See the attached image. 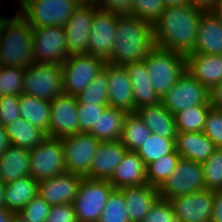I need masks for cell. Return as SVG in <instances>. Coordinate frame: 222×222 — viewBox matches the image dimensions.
Segmentation results:
<instances>
[{"label":"cell","mask_w":222,"mask_h":222,"mask_svg":"<svg viewBox=\"0 0 222 222\" xmlns=\"http://www.w3.org/2000/svg\"><path fill=\"white\" fill-rule=\"evenodd\" d=\"M19 1L20 3V10H22L30 1H33V0H17Z\"/></svg>","instance_id":"59"},{"label":"cell","mask_w":222,"mask_h":222,"mask_svg":"<svg viewBox=\"0 0 222 222\" xmlns=\"http://www.w3.org/2000/svg\"><path fill=\"white\" fill-rule=\"evenodd\" d=\"M77 1L80 5H91V6H98L100 0H75Z\"/></svg>","instance_id":"57"},{"label":"cell","mask_w":222,"mask_h":222,"mask_svg":"<svg viewBox=\"0 0 222 222\" xmlns=\"http://www.w3.org/2000/svg\"><path fill=\"white\" fill-rule=\"evenodd\" d=\"M217 148H222V111L211 108L202 131Z\"/></svg>","instance_id":"45"},{"label":"cell","mask_w":222,"mask_h":222,"mask_svg":"<svg viewBox=\"0 0 222 222\" xmlns=\"http://www.w3.org/2000/svg\"><path fill=\"white\" fill-rule=\"evenodd\" d=\"M153 89L162 98L186 70L185 55L154 46L144 59Z\"/></svg>","instance_id":"4"},{"label":"cell","mask_w":222,"mask_h":222,"mask_svg":"<svg viewBox=\"0 0 222 222\" xmlns=\"http://www.w3.org/2000/svg\"><path fill=\"white\" fill-rule=\"evenodd\" d=\"M33 30L18 12L0 24V66L26 68L35 63Z\"/></svg>","instance_id":"3"},{"label":"cell","mask_w":222,"mask_h":222,"mask_svg":"<svg viewBox=\"0 0 222 222\" xmlns=\"http://www.w3.org/2000/svg\"><path fill=\"white\" fill-rule=\"evenodd\" d=\"M76 96L63 94L50 101L48 137L61 139L79 133Z\"/></svg>","instance_id":"15"},{"label":"cell","mask_w":222,"mask_h":222,"mask_svg":"<svg viewBox=\"0 0 222 222\" xmlns=\"http://www.w3.org/2000/svg\"><path fill=\"white\" fill-rule=\"evenodd\" d=\"M126 151V147L120 140L101 142L92 159L90 173L86 177L94 180L109 181Z\"/></svg>","instance_id":"20"},{"label":"cell","mask_w":222,"mask_h":222,"mask_svg":"<svg viewBox=\"0 0 222 222\" xmlns=\"http://www.w3.org/2000/svg\"><path fill=\"white\" fill-rule=\"evenodd\" d=\"M66 172L61 139L46 137L30 150V176L37 182Z\"/></svg>","instance_id":"8"},{"label":"cell","mask_w":222,"mask_h":222,"mask_svg":"<svg viewBox=\"0 0 222 222\" xmlns=\"http://www.w3.org/2000/svg\"><path fill=\"white\" fill-rule=\"evenodd\" d=\"M51 207V205L37 195L32 198L18 214L26 222H46Z\"/></svg>","instance_id":"43"},{"label":"cell","mask_w":222,"mask_h":222,"mask_svg":"<svg viewBox=\"0 0 222 222\" xmlns=\"http://www.w3.org/2000/svg\"><path fill=\"white\" fill-rule=\"evenodd\" d=\"M46 222H78L73 204L54 205Z\"/></svg>","instance_id":"47"},{"label":"cell","mask_w":222,"mask_h":222,"mask_svg":"<svg viewBox=\"0 0 222 222\" xmlns=\"http://www.w3.org/2000/svg\"><path fill=\"white\" fill-rule=\"evenodd\" d=\"M38 184L31 176L5 184L6 208L19 213L24 206L38 195Z\"/></svg>","instance_id":"29"},{"label":"cell","mask_w":222,"mask_h":222,"mask_svg":"<svg viewBox=\"0 0 222 222\" xmlns=\"http://www.w3.org/2000/svg\"><path fill=\"white\" fill-rule=\"evenodd\" d=\"M13 215V211L8 210L7 208H0V222H10Z\"/></svg>","instance_id":"53"},{"label":"cell","mask_w":222,"mask_h":222,"mask_svg":"<svg viewBox=\"0 0 222 222\" xmlns=\"http://www.w3.org/2000/svg\"><path fill=\"white\" fill-rule=\"evenodd\" d=\"M98 8L118 16L133 15L132 0H100Z\"/></svg>","instance_id":"48"},{"label":"cell","mask_w":222,"mask_h":222,"mask_svg":"<svg viewBox=\"0 0 222 222\" xmlns=\"http://www.w3.org/2000/svg\"><path fill=\"white\" fill-rule=\"evenodd\" d=\"M66 172L86 177L101 142L90 133H76L61 138Z\"/></svg>","instance_id":"13"},{"label":"cell","mask_w":222,"mask_h":222,"mask_svg":"<svg viewBox=\"0 0 222 222\" xmlns=\"http://www.w3.org/2000/svg\"><path fill=\"white\" fill-rule=\"evenodd\" d=\"M150 135L151 131L136 112L126 115L120 141L127 150L137 151Z\"/></svg>","instance_id":"33"},{"label":"cell","mask_w":222,"mask_h":222,"mask_svg":"<svg viewBox=\"0 0 222 222\" xmlns=\"http://www.w3.org/2000/svg\"><path fill=\"white\" fill-rule=\"evenodd\" d=\"M114 189L108 180H94L84 177L73 202L77 221L98 222Z\"/></svg>","instance_id":"6"},{"label":"cell","mask_w":222,"mask_h":222,"mask_svg":"<svg viewBox=\"0 0 222 222\" xmlns=\"http://www.w3.org/2000/svg\"><path fill=\"white\" fill-rule=\"evenodd\" d=\"M76 98L82 104L108 105L107 62L89 85L76 95Z\"/></svg>","instance_id":"36"},{"label":"cell","mask_w":222,"mask_h":222,"mask_svg":"<svg viewBox=\"0 0 222 222\" xmlns=\"http://www.w3.org/2000/svg\"><path fill=\"white\" fill-rule=\"evenodd\" d=\"M79 7L75 0H33L18 12L31 27H64Z\"/></svg>","instance_id":"7"},{"label":"cell","mask_w":222,"mask_h":222,"mask_svg":"<svg viewBox=\"0 0 222 222\" xmlns=\"http://www.w3.org/2000/svg\"><path fill=\"white\" fill-rule=\"evenodd\" d=\"M133 15L154 24L163 13V0H132Z\"/></svg>","instance_id":"42"},{"label":"cell","mask_w":222,"mask_h":222,"mask_svg":"<svg viewBox=\"0 0 222 222\" xmlns=\"http://www.w3.org/2000/svg\"><path fill=\"white\" fill-rule=\"evenodd\" d=\"M118 15L98 9L93 16L89 35L88 54L102 59L105 63L112 56Z\"/></svg>","instance_id":"14"},{"label":"cell","mask_w":222,"mask_h":222,"mask_svg":"<svg viewBox=\"0 0 222 222\" xmlns=\"http://www.w3.org/2000/svg\"><path fill=\"white\" fill-rule=\"evenodd\" d=\"M211 222H222V189L213 191Z\"/></svg>","instance_id":"49"},{"label":"cell","mask_w":222,"mask_h":222,"mask_svg":"<svg viewBox=\"0 0 222 222\" xmlns=\"http://www.w3.org/2000/svg\"><path fill=\"white\" fill-rule=\"evenodd\" d=\"M30 176V150L11 145L0 156V181L4 184Z\"/></svg>","instance_id":"27"},{"label":"cell","mask_w":222,"mask_h":222,"mask_svg":"<svg viewBox=\"0 0 222 222\" xmlns=\"http://www.w3.org/2000/svg\"><path fill=\"white\" fill-rule=\"evenodd\" d=\"M203 12L204 10L190 4L165 8L153 24L155 46L185 56L193 52Z\"/></svg>","instance_id":"1"},{"label":"cell","mask_w":222,"mask_h":222,"mask_svg":"<svg viewBox=\"0 0 222 222\" xmlns=\"http://www.w3.org/2000/svg\"><path fill=\"white\" fill-rule=\"evenodd\" d=\"M142 222H180V219L174 212L170 202L159 198Z\"/></svg>","instance_id":"44"},{"label":"cell","mask_w":222,"mask_h":222,"mask_svg":"<svg viewBox=\"0 0 222 222\" xmlns=\"http://www.w3.org/2000/svg\"><path fill=\"white\" fill-rule=\"evenodd\" d=\"M219 0H188L189 4L204 11H210Z\"/></svg>","instance_id":"51"},{"label":"cell","mask_w":222,"mask_h":222,"mask_svg":"<svg viewBox=\"0 0 222 222\" xmlns=\"http://www.w3.org/2000/svg\"><path fill=\"white\" fill-rule=\"evenodd\" d=\"M146 168L136 151L127 150L109 182L115 189L147 184Z\"/></svg>","instance_id":"26"},{"label":"cell","mask_w":222,"mask_h":222,"mask_svg":"<svg viewBox=\"0 0 222 222\" xmlns=\"http://www.w3.org/2000/svg\"><path fill=\"white\" fill-rule=\"evenodd\" d=\"M20 117L43 130L48 137L50 101L22 93L19 101Z\"/></svg>","instance_id":"32"},{"label":"cell","mask_w":222,"mask_h":222,"mask_svg":"<svg viewBox=\"0 0 222 222\" xmlns=\"http://www.w3.org/2000/svg\"><path fill=\"white\" fill-rule=\"evenodd\" d=\"M209 104L212 108L222 111V83L209 89Z\"/></svg>","instance_id":"50"},{"label":"cell","mask_w":222,"mask_h":222,"mask_svg":"<svg viewBox=\"0 0 222 222\" xmlns=\"http://www.w3.org/2000/svg\"><path fill=\"white\" fill-rule=\"evenodd\" d=\"M202 166L206 189H222V148H217Z\"/></svg>","instance_id":"40"},{"label":"cell","mask_w":222,"mask_h":222,"mask_svg":"<svg viewBox=\"0 0 222 222\" xmlns=\"http://www.w3.org/2000/svg\"><path fill=\"white\" fill-rule=\"evenodd\" d=\"M165 8L167 7H177L189 4L188 0H163Z\"/></svg>","instance_id":"55"},{"label":"cell","mask_w":222,"mask_h":222,"mask_svg":"<svg viewBox=\"0 0 222 222\" xmlns=\"http://www.w3.org/2000/svg\"><path fill=\"white\" fill-rule=\"evenodd\" d=\"M11 146L5 127L0 124V156Z\"/></svg>","instance_id":"52"},{"label":"cell","mask_w":222,"mask_h":222,"mask_svg":"<svg viewBox=\"0 0 222 222\" xmlns=\"http://www.w3.org/2000/svg\"><path fill=\"white\" fill-rule=\"evenodd\" d=\"M10 222H26L18 213H14Z\"/></svg>","instance_id":"58"},{"label":"cell","mask_w":222,"mask_h":222,"mask_svg":"<svg viewBox=\"0 0 222 222\" xmlns=\"http://www.w3.org/2000/svg\"><path fill=\"white\" fill-rule=\"evenodd\" d=\"M98 6L80 5L64 26L68 56L88 54L89 35Z\"/></svg>","instance_id":"16"},{"label":"cell","mask_w":222,"mask_h":222,"mask_svg":"<svg viewBox=\"0 0 222 222\" xmlns=\"http://www.w3.org/2000/svg\"><path fill=\"white\" fill-rule=\"evenodd\" d=\"M23 93L52 101L64 94L61 65L32 64L24 70Z\"/></svg>","instance_id":"5"},{"label":"cell","mask_w":222,"mask_h":222,"mask_svg":"<svg viewBox=\"0 0 222 222\" xmlns=\"http://www.w3.org/2000/svg\"><path fill=\"white\" fill-rule=\"evenodd\" d=\"M83 178L81 175L65 172L42 180L38 184V195L51 206L73 204Z\"/></svg>","instance_id":"18"},{"label":"cell","mask_w":222,"mask_h":222,"mask_svg":"<svg viewBox=\"0 0 222 222\" xmlns=\"http://www.w3.org/2000/svg\"><path fill=\"white\" fill-rule=\"evenodd\" d=\"M32 30L35 63L62 65L68 58L64 27H32Z\"/></svg>","instance_id":"11"},{"label":"cell","mask_w":222,"mask_h":222,"mask_svg":"<svg viewBox=\"0 0 222 222\" xmlns=\"http://www.w3.org/2000/svg\"><path fill=\"white\" fill-rule=\"evenodd\" d=\"M136 113L151 133H156L163 138L176 139L175 116L161 103L140 107L136 109Z\"/></svg>","instance_id":"28"},{"label":"cell","mask_w":222,"mask_h":222,"mask_svg":"<svg viewBox=\"0 0 222 222\" xmlns=\"http://www.w3.org/2000/svg\"><path fill=\"white\" fill-rule=\"evenodd\" d=\"M25 68L0 66V96H20L23 93Z\"/></svg>","instance_id":"39"},{"label":"cell","mask_w":222,"mask_h":222,"mask_svg":"<svg viewBox=\"0 0 222 222\" xmlns=\"http://www.w3.org/2000/svg\"><path fill=\"white\" fill-rule=\"evenodd\" d=\"M202 163L180 158L170 177L158 188L160 198L187 195L205 190Z\"/></svg>","instance_id":"9"},{"label":"cell","mask_w":222,"mask_h":222,"mask_svg":"<svg viewBox=\"0 0 222 222\" xmlns=\"http://www.w3.org/2000/svg\"><path fill=\"white\" fill-rule=\"evenodd\" d=\"M175 144L181 158L198 163L205 162L217 149L203 132H177Z\"/></svg>","instance_id":"24"},{"label":"cell","mask_w":222,"mask_h":222,"mask_svg":"<svg viewBox=\"0 0 222 222\" xmlns=\"http://www.w3.org/2000/svg\"><path fill=\"white\" fill-rule=\"evenodd\" d=\"M0 1H1V0H0ZM4 19H9V18H6V17L3 18V16H0V20H1V21L4 20Z\"/></svg>","instance_id":"60"},{"label":"cell","mask_w":222,"mask_h":222,"mask_svg":"<svg viewBox=\"0 0 222 222\" xmlns=\"http://www.w3.org/2000/svg\"><path fill=\"white\" fill-rule=\"evenodd\" d=\"M210 12L222 23V0H219Z\"/></svg>","instance_id":"54"},{"label":"cell","mask_w":222,"mask_h":222,"mask_svg":"<svg viewBox=\"0 0 222 222\" xmlns=\"http://www.w3.org/2000/svg\"><path fill=\"white\" fill-rule=\"evenodd\" d=\"M161 104L173 115L195 105H210L209 90L186 70L161 98Z\"/></svg>","instance_id":"12"},{"label":"cell","mask_w":222,"mask_h":222,"mask_svg":"<svg viewBox=\"0 0 222 222\" xmlns=\"http://www.w3.org/2000/svg\"><path fill=\"white\" fill-rule=\"evenodd\" d=\"M20 96H0V124L4 127L20 117Z\"/></svg>","instance_id":"46"},{"label":"cell","mask_w":222,"mask_h":222,"mask_svg":"<svg viewBox=\"0 0 222 222\" xmlns=\"http://www.w3.org/2000/svg\"><path fill=\"white\" fill-rule=\"evenodd\" d=\"M105 62L89 54L72 55L61 65L64 94L76 96L103 69Z\"/></svg>","instance_id":"10"},{"label":"cell","mask_w":222,"mask_h":222,"mask_svg":"<svg viewBox=\"0 0 222 222\" xmlns=\"http://www.w3.org/2000/svg\"><path fill=\"white\" fill-rule=\"evenodd\" d=\"M155 46L153 24L134 15L119 16L109 63L127 65L143 61Z\"/></svg>","instance_id":"2"},{"label":"cell","mask_w":222,"mask_h":222,"mask_svg":"<svg viewBox=\"0 0 222 222\" xmlns=\"http://www.w3.org/2000/svg\"><path fill=\"white\" fill-rule=\"evenodd\" d=\"M180 222H211L213 191L201 190L168 200Z\"/></svg>","instance_id":"17"},{"label":"cell","mask_w":222,"mask_h":222,"mask_svg":"<svg viewBox=\"0 0 222 222\" xmlns=\"http://www.w3.org/2000/svg\"><path fill=\"white\" fill-rule=\"evenodd\" d=\"M175 150V139L163 138L156 133H151L136 152L147 166L149 163L159 160Z\"/></svg>","instance_id":"35"},{"label":"cell","mask_w":222,"mask_h":222,"mask_svg":"<svg viewBox=\"0 0 222 222\" xmlns=\"http://www.w3.org/2000/svg\"><path fill=\"white\" fill-rule=\"evenodd\" d=\"M125 66L133 87L134 112L140 107L161 103V98L153 89L145 60L129 63Z\"/></svg>","instance_id":"25"},{"label":"cell","mask_w":222,"mask_h":222,"mask_svg":"<svg viewBox=\"0 0 222 222\" xmlns=\"http://www.w3.org/2000/svg\"><path fill=\"white\" fill-rule=\"evenodd\" d=\"M192 53L222 55V23L210 11L201 14Z\"/></svg>","instance_id":"22"},{"label":"cell","mask_w":222,"mask_h":222,"mask_svg":"<svg viewBox=\"0 0 222 222\" xmlns=\"http://www.w3.org/2000/svg\"><path fill=\"white\" fill-rule=\"evenodd\" d=\"M123 196L130 222H142L160 198L158 187L149 184L124 187Z\"/></svg>","instance_id":"23"},{"label":"cell","mask_w":222,"mask_h":222,"mask_svg":"<svg viewBox=\"0 0 222 222\" xmlns=\"http://www.w3.org/2000/svg\"><path fill=\"white\" fill-rule=\"evenodd\" d=\"M211 105H195L177 112L175 116L177 132H202Z\"/></svg>","instance_id":"34"},{"label":"cell","mask_w":222,"mask_h":222,"mask_svg":"<svg viewBox=\"0 0 222 222\" xmlns=\"http://www.w3.org/2000/svg\"><path fill=\"white\" fill-rule=\"evenodd\" d=\"M127 114L121 109L108 107L93 125L90 134L100 142L119 141Z\"/></svg>","instance_id":"31"},{"label":"cell","mask_w":222,"mask_h":222,"mask_svg":"<svg viewBox=\"0 0 222 222\" xmlns=\"http://www.w3.org/2000/svg\"><path fill=\"white\" fill-rule=\"evenodd\" d=\"M186 58V71L208 90L222 83V55L189 53Z\"/></svg>","instance_id":"21"},{"label":"cell","mask_w":222,"mask_h":222,"mask_svg":"<svg viewBox=\"0 0 222 222\" xmlns=\"http://www.w3.org/2000/svg\"><path fill=\"white\" fill-rule=\"evenodd\" d=\"M5 129L11 145L29 150L35 148L47 137L43 130L22 117L6 125Z\"/></svg>","instance_id":"30"},{"label":"cell","mask_w":222,"mask_h":222,"mask_svg":"<svg viewBox=\"0 0 222 222\" xmlns=\"http://www.w3.org/2000/svg\"><path fill=\"white\" fill-rule=\"evenodd\" d=\"M180 158L175 150L173 153L149 163L146 168L147 184L159 188L175 170Z\"/></svg>","instance_id":"37"},{"label":"cell","mask_w":222,"mask_h":222,"mask_svg":"<svg viewBox=\"0 0 222 222\" xmlns=\"http://www.w3.org/2000/svg\"><path fill=\"white\" fill-rule=\"evenodd\" d=\"M0 208H6L5 184L0 181Z\"/></svg>","instance_id":"56"},{"label":"cell","mask_w":222,"mask_h":222,"mask_svg":"<svg viewBox=\"0 0 222 222\" xmlns=\"http://www.w3.org/2000/svg\"><path fill=\"white\" fill-rule=\"evenodd\" d=\"M98 222H130L126 211L123 188L112 191Z\"/></svg>","instance_id":"38"},{"label":"cell","mask_w":222,"mask_h":222,"mask_svg":"<svg viewBox=\"0 0 222 222\" xmlns=\"http://www.w3.org/2000/svg\"><path fill=\"white\" fill-rule=\"evenodd\" d=\"M108 105L82 104L78 102L77 116L79 133H90L93 125L97 124L99 117L108 108Z\"/></svg>","instance_id":"41"},{"label":"cell","mask_w":222,"mask_h":222,"mask_svg":"<svg viewBox=\"0 0 222 222\" xmlns=\"http://www.w3.org/2000/svg\"><path fill=\"white\" fill-rule=\"evenodd\" d=\"M108 106L134 113L133 87L126 66L107 62Z\"/></svg>","instance_id":"19"}]
</instances>
